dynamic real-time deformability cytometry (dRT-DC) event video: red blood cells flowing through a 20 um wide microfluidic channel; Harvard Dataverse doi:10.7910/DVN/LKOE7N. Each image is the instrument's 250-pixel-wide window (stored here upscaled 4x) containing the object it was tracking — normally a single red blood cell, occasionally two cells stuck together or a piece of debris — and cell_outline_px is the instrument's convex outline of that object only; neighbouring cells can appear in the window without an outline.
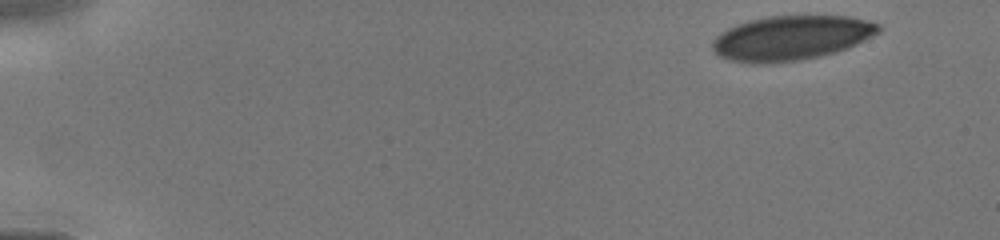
{"species": "human", "species_latin": "Homo sapiens", "temperature_condition": "cold", "stored_images_in_passage": 11, "camera_frame_rate_fps": 3000, "um_per_image_px": 0.085, "donor": {"sex": "male"}, "frame": {"image": 1, "passage_image": 1, "time_ms": 0.0, "image_size_px": [1000, 240], "cell_outline_px": [[880, 32], [848, 48], [836, 52], [800, 60], [760, 64], [756, 64], [728, 60], [720, 56], [712, 48], [712, 40], [716, 36], [728, 28], [736, 24], [752, 20], [772, 16], [848, 16], [880, 24]], "centroid_in_image_um": [67.24, 3.23], "position_along_channel_um": 17.8, "area_um2": 42.89}}
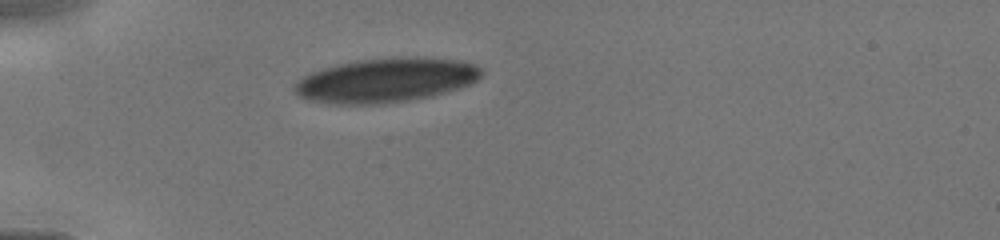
{"frame": {"image": 2, "passage_image": 8, "time_ms": 3.333, "image_size_px": [1000, 240], "cell_outline_px": [[484, 72], [472, 84], [448, 92], [432, 96], [384, 104], [336, 104], [308, 100], [300, 96], [292, 88], [292, 84], [296, 80], [312, 72], [336, 64], [356, 60], [400, 56], [416, 56], [460, 60], [472, 64], [480, 68]], "centroid_in_image_um": [32.81, 6.81], "position_along_channel_um": 52.2, "area_um2": 48.78}}
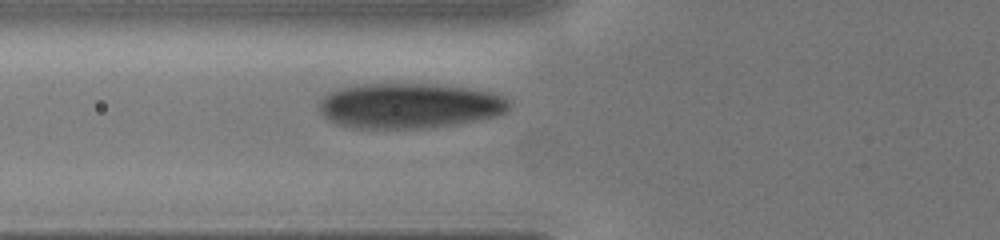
{"frame": {"image": 3, "passage_image": 11, "time_ms": 4.667, "image_size_px": [1000, 240], "cell_outline_px": [[508, 108], [504, 112], [492, 116], [476, 120], [452, 124], [420, 128], [356, 128], [336, 124], [328, 120], [320, 112], [320, 100], [324, 96], [340, 88], [364, 84], [436, 84], [468, 88], [492, 92], [504, 96], [508, 100]], "centroid_in_image_um": [34.76, 8.98], "position_along_channel_um": 91.0, "area_um2": 49.59}}